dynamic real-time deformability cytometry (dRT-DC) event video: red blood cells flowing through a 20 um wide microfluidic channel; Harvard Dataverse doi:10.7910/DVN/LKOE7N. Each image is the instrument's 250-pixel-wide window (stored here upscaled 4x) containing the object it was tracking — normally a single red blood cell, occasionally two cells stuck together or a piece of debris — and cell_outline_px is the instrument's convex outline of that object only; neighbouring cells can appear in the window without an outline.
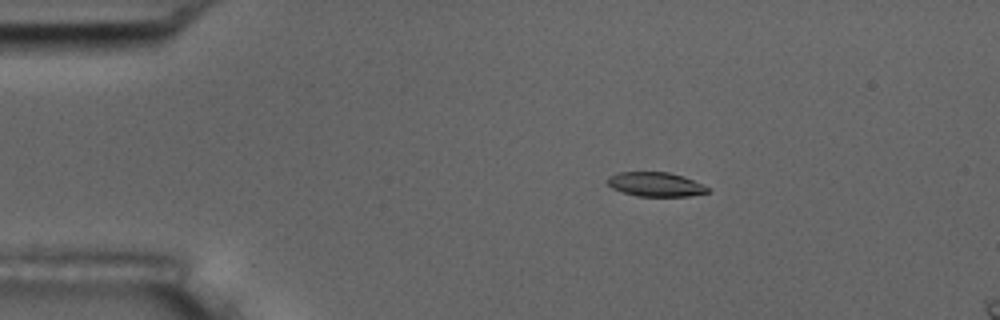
{"species": "common noctule bat (a hibernating species)", "species_latin": "Nyctalus noctula", "temperature_condition": "room temperature", "stored_images_in_passage": 4, "camera_frame_rate_fps": 3000, "um_per_image_px": 0.085, "animal": {"sex": "male", "body_mass_g": 17.5, "forearm_length_mm": 52.3}, "frame": {"image": 1, "passage_image": 2, "time_ms": 1.333, "image_size_px": [1000, 320], "cell_outline_px": [[708, 192], [688, 196], [636, 196], [612, 188], [608, 184], [608, 176], [620, 172], [668, 172], [692, 180], [708, 188]], "centroid_in_image_um": [55.67, 15.67], "position_along_channel_um": 29.3, "area_um2": 13.81}}